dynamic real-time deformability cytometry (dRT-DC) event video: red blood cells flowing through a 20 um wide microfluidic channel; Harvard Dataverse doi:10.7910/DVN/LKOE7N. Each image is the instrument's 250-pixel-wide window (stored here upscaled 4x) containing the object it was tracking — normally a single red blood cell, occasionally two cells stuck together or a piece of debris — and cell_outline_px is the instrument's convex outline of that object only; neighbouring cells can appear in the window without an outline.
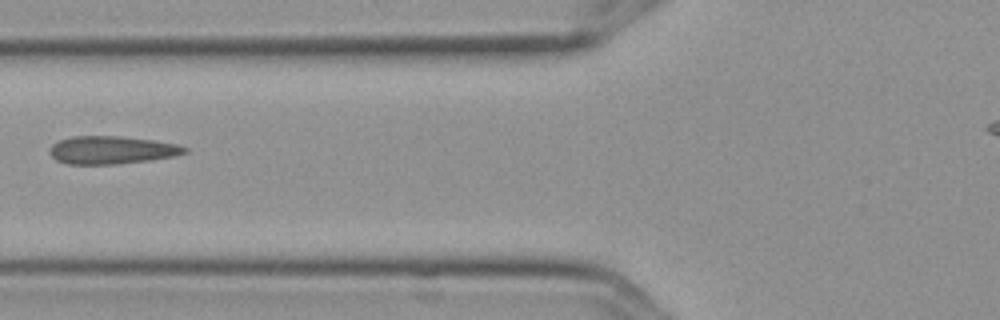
{"species": "Egyptian fruit bat (a non-hibernating species)", "species_latin": "Rousettus aegyptiacus", "temperature_condition": "cold", "stored_images_in_passage": 10, "camera_frame_rate_fps": 3000, "um_per_image_px": 0.085, "frame": {"image": 1, "passage_image": 7, "time_ms": 2.0, "image_size_px": [1000, 320], "cell_outline_px": [[188, 152], [176, 156], [148, 160], [116, 164], [68, 164], [56, 160], [48, 152], [52, 144], [60, 140], [72, 136], [120, 136], [156, 140], [176, 144], [188, 148]], "centroid_in_image_um": [9.5, 12.75], "position_along_channel_um": 116.3, "area_um2": 22.02}}
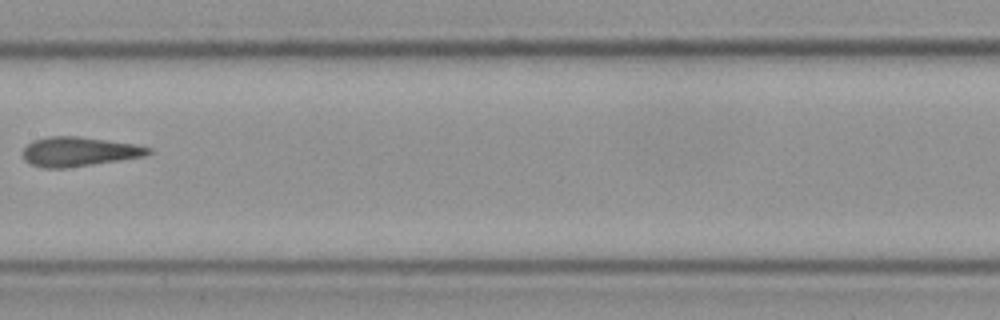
{"frame": {"image": 2, "passage_image": 9, "time_ms": 2.667, "image_size_px": [1000, 320], "cell_outline_px": [[152, 152], [144, 156], [120, 160], [64, 168], [44, 168], [32, 164], [24, 160], [20, 152], [32, 140], [48, 136], [80, 136], [136, 144], [152, 148]], "centroid_in_image_um": [6.68, 12.87], "position_along_channel_um": 200.7, "area_um2": 21.62}}
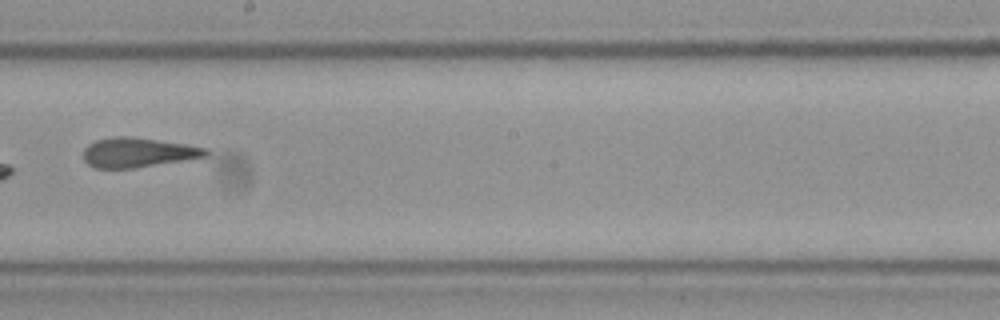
{"frame": {"image": 3, "passage_image": 10, "time_ms": 3.0, "image_size_px": [1000, 320], "cell_outline_px": [[212, 152], [208, 156], [132, 168], [96, 168], [88, 164], [84, 160], [84, 148], [88, 144], [96, 140], [112, 136], [132, 136], [184, 144], [208, 148]], "centroid_in_image_um": [11.73, 12.95], "position_along_channel_um": 236.5, "area_um2": 21.1}}